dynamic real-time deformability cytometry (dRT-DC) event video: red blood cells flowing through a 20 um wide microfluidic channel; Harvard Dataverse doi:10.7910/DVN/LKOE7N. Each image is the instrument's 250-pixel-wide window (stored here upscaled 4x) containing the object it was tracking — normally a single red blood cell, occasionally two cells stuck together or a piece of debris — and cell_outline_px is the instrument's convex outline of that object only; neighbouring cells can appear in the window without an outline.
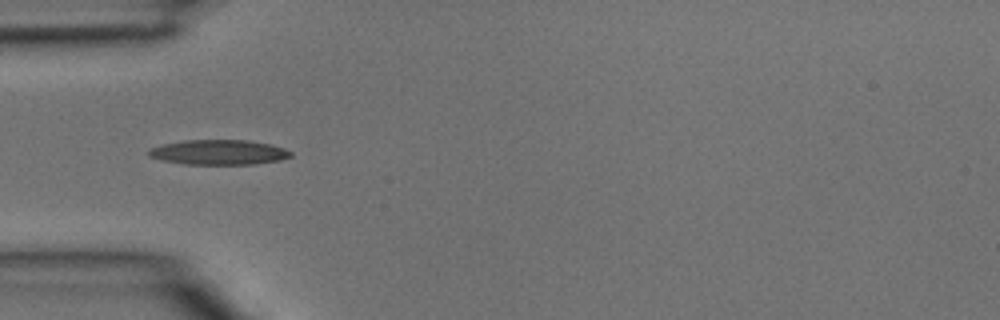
{"species": "common noctule bat (a hibernating species)", "species_latin": "Nyctalus noctula", "temperature_condition": "room temperature", "stored_images_in_passage": 2, "camera_frame_rate_fps": 3000, "um_per_image_px": 0.085, "animal": {"sex": "male", "body_mass_g": 15.6}, "frame": {"image": 1, "passage_image": 2, "time_ms": 0.333, "image_size_px": [1000, 320], "cell_outline_px": [[292, 156], [280, 160], [252, 164], [184, 164], [164, 160], [148, 156], [148, 152], [152, 148], [164, 144], [184, 140], [248, 140], [272, 144], [284, 148], [292, 152]], "centroid_in_image_um": [18.64, 12.94], "position_along_channel_um": 66.4, "area_um2": 20.52}}